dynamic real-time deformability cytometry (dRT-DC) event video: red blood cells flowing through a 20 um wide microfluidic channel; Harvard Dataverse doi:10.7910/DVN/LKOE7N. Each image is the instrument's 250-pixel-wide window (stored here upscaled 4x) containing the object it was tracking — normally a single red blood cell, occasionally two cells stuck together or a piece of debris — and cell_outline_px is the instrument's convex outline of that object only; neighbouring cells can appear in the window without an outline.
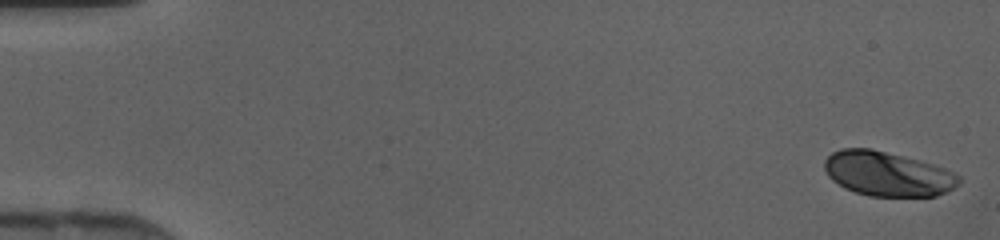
{"species": "human", "species_latin": "Homo sapiens", "temperature_condition": "cold", "stored_images_in_passage": 46, "camera_frame_rate_fps": 3000, "um_per_image_px": 0.085, "donor": {"sex": "female"}, "frame": {"image": 1, "passage_image": 1, "time_ms": 0.0, "image_size_px": [1000, 240], "cell_outline_px": [[960, 184], [936, 196], [868, 196], [844, 188], [832, 180], [828, 176], [824, 168], [824, 160], [832, 152], [840, 148], [872, 148], [920, 160], [944, 168], [960, 176]], "centroid_in_image_um": [75.41, 14.77], "position_along_channel_um": 9.6, "area_um2": 34.97}}
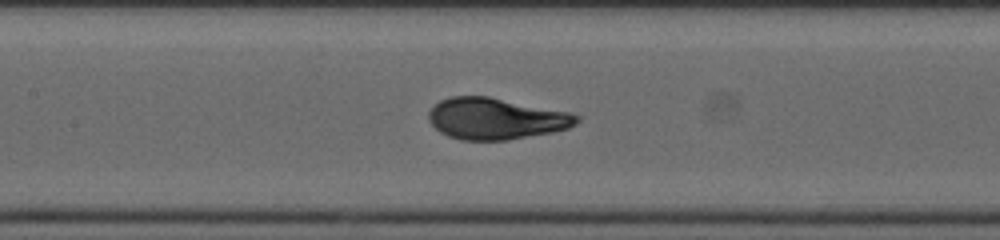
{"frame": {"image": 2, "passage_image": 22, "time_ms": 7.0, "image_size_px": [1000, 240], "cell_outline_px": [[580, 120], [576, 124], [568, 128], [552, 132], [508, 140], [460, 140], [448, 136], [440, 132], [428, 120], [428, 112], [440, 100], [452, 96], [488, 96], [572, 112], [580, 116]], "centroid_in_image_um": [42.17, 10.08], "position_along_channel_um": 165.2, "area_um2": 35.89}}
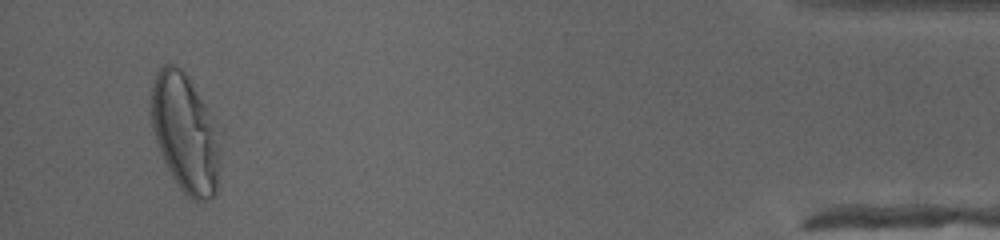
{"frame": {"image": 3, "passage_image": 44, "time_ms": 14.333, "image_size_px": [1000, 240], "cell_outline_px": [[220, 148], [216, 192], [208, 200], [192, 200], [180, 188], [172, 176], [156, 144], [152, 128], [152, 84], [156, 72], [164, 64], [176, 64], [188, 76], [216, 120]], "centroid_in_image_um": [15.75, 11.29], "position_along_channel_um": 419.4, "area_um2": 47.63}}